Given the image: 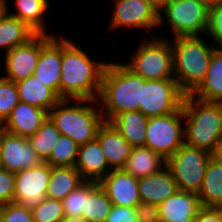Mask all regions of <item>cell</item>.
I'll return each mask as SVG.
<instances>
[{
	"instance_id": "39",
	"label": "cell",
	"mask_w": 222,
	"mask_h": 222,
	"mask_svg": "<svg viewBox=\"0 0 222 222\" xmlns=\"http://www.w3.org/2000/svg\"><path fill=\"white\" fill-rule=\"evenodd\" d=\"M105 222H138L135 207L113 205Z\"/></svg>"
},
{
	"instance_id": "46",
	"label": "cell",
	"mask_w": 222,
	"mask_h": 222,
	"mask_svg": "<svg viewBox=\"0 0 222 222\" xmlns=\"http://www.w3.org/2000/svg\"><path fill=\"white\" fill-rule=\"evenodd\" d=\"M200 1L207 4L209 7L222 4V0H200Z\"/></svg>"
},
{
	"instance_id": "18",
	"label": "cell",
	"mask_w": 222,
	"mask_h": 222,
	"mask_svg": "<svg viewBox=\"0 0 222 222\" xmlns=\"http://www.w3.org/2000/svg\"><path fill=\"white\" fill-rule=\"evenodd\" d=\"M47 117L46 110L19 102L5 120L6 132L29 138L38 131Z\"/></svg>"
},
{
	"instance_id": "13",
	"label": "cell",
	"mask_w": 222,
	"mask_h": 222,
	"mask_svg": "<svg viewBox=\"0 0 222 222\" xmlns=\"http://www.w3.org/2000/svg\"><path fill=\"white\" fill-rule=\"evenodd\" d=\"M41 52V34H35L25 44L3 54V78L18 82L33 75Z\"/></svg>"
},
{
	"instance_id": "47",
	"label": "cell",
	"mask_w": 222,
	"mask_h": 222,
	"mask_svg": "<svg viewBox=\"0 0 222 222\" xmlns=\"http://www.w3.org/2000/svg\"><path fill=\"white\" fill-rule=\"evenodd\" d=\"M6 132V128H5V120H3L2 118H0V139L3 136V134Z\"/></svg>"
},
{
	"instance_id": "6",
	"label": "cell",
	"mask_w": 222,
	"mask_h": 222,
	"mask_svg": "<svg viewBox=\"0 0 222 222\" xmlns=\"http://www.w3.org/2000/svg\"><path fill=\"white\" fill-rule=\"evenodd\" d=\"M123 64L145 80L175 79L171 39L149 34Z\"/></svg>"
},
{
	"instance_id": "20",
	"label": "cell",
	"mask_w": 222,
	"mask_h": 222,
	"mask_svg": "<svg viewBox=\"0 0 222 222\" xmlns=\"http://www.w3.org/2000/svg\"><path fill=\"white\" fill-rule=\"evenodd\" d=\"M141 202L160 205L177 190V185L170 171L163 167L156 174L138 179Z\"/></svg>"
},
{
	"instance_id": "5",
	"label": "cell",
	"mask_w": 222,
	"mask_h": 222,
	"mask_svg": "<svg viewBox=\"0 0 222 222\" xmlns=\"http://www.w3.org/2000/svg\"><path fill=\"white\" fill-rule=\"evenodd\" d=\"M206 36L171 38L174 75L180 89L191 94L207 75L215 45ZM210 42V44H208Z\"/></svg>"
},
{
	"instance_id": "17",
	"label": "cell",
	"mask_w": 222,
	"mask_h": 222,
	"mask_svg": "<svg viewBox=\"0 0 222 222\" xmlns=\"http://www.w3.org/2000/svg\"><path fill=\"white\" fill-rule=\"evenodd\" d=\"M106 161L111 169H122L133 146L121 135L110 122L104 121L96 135Z\"/></svg>"
},
{
	"instance_id": "38",
	"label": "cell",
	"mask_w": 222,
	"mask_h": 222,
	"mask_svg": "<svg viewBox=\"0 0 222 222\" xmlns=\"http://www.w3.org/2000/svg\"><path fill=\"white\" fill-rule=\"evenodd\" d=\"M15 173L0 169V205L13 202L15 193Z\"/></svg>"
},
{
	"instance_id": "42",
	"label": "cell",
	"mask_w": 222,
	"mask_h": 222,
	"mask_svg": "<svg viewBox=\"0 0 222 222\" xmlns=\"http://www.w3.org/2000/svg\"><path fill=\"white\" fill-rule=\"evenodd\" d=\"M9 0H0V22L3 21L8 15L9 11L11 10L8 6Z\"/></svg>"
},
{
	"instance_id": "32",
	"label": "cell",
	"mask_w": 222,
	"mask_h": 222,
	"mask_svg": "<svg viewBox=\"0 0 222 222\" xmlns=\"http://www.w3.org/2000/svg\"><path fill=\"white\" fill-rule=\"evenodd\" d=\"M78 149L79 144L73 139L61 135L45 162L51 167H74L77 161Z\"/></svg>"
},
{
	"instance_id": "33",
	"label": "cell",
	"mask_w": 222,
	"mask_h": 222,
	"mask_svg": "<svg viewBox=\"0 0 222 222\" xmlns=\"http://www.w3.org/2000/svg\"><path fill=\"white\" fill-rule=\"evenodd\" d=\"M96 181L82 182L75 190L68 194L63 200L64 215L66 217H81L86 205V191Z\"/></svg>"
},
{
	"instance_id": "16",
	"label": "cell",
	"mask_w": 222,
	"mask_h": 222,
	"mask_svg": "<svg viewBox=\"0 0 222 222\" xmlns=\"http://www.w3.org/2000/svg\"><path fill=\"white\" fill-rule=\"evenodd\" d=\"M98 184L113 205L136 207L141 202L138 178L123 169H112Z\"/></svg>"
},
{
	"instance_id": "30",
	"label": "cell",
	"mask_w": 222,
	"mask_h": 222,
	"mask_svg": "<svg viewBox=\"0 0 222 222\" xmlns=\"http://www.w3.org/2000/svg\"><path fill=\"white\" fill-rule=\"evenodd\" d=\"M112 202L98 182L86 191V205L82 217L88 222H105L112 209Z\"/></svg>"
},
{
	"instance_id": "23",
	"label": "cell",
	"mask_w": 222,
	"mask_h": 222,
	"mask_svg": "<svg viewBox=\"0 0 222 222\" xmlns=\"http://www.w3.org/2000/svg\"><path fill=\"white\" fill-rule=\"evenodd\" d=\"M15 83L20 102L39 107L47 112L61 100L51 88L45 86L35 75Z\"/></svg>"
},
{
	"instance_id": "7",
	"label": "cell",
	"mask_w": 222,
	"mask_h": 222,
	"mask_svg": "<svg viewBox=\"0 0 222 222\" xmlns=\"http://www.w3.org/2000/svg\"><path fill=\"white\" fill-rule=\"evenodd\" d=\"M208 10L200 0H173L159 10L158 29L170 26V38L206 36Z\"/></svg>"
},
{
	"instance_id": "12",
	"label": "cell",
	"mask_w": 222,
	"mask_h": 222,
	"mask_svg": "<svg viewBox=\"0 0 222 222\" xmlns=\"http://www.w3.org/2000/svg\"><path fill=\"white\" fill-rule=\"evenodd\" d=\"M51 177V166L46 162L15 173L13 202L27 209H34L46 197Z\"/></svg>"
},
{
	"instance_id": "35",
	"label": "cell",
	"mask_w": 222,
	"mask_h": 222,
	"mask_svg": "<svg viewBox=\"0 0 222 222\" xmlns=\"http://www.w3.org/2000/svg\"><path fill=\"white\" fill-rule=\"evenodd\" d=\"M19 102L16 83L0 75V118L6 120Z\"/></svg>"
},
{
	"instance_id": "28",
	"label": "cell",
	"mask_w": 222,
	"mask_h": 222,
	"mask_svg": "<svg viewBox=\"0 0 222 222\" xmlns=\"http://www.w3.org/2000/svg\"><path fill=\"white\" fill-rule=\"evenodd\" d=\"M84 181L75 167H51L47 197L63 200Z\"/></svg>"
},
{
	"instance_id": "4",
	"label": "cell",
	"mask_w": 222,
	"mask_h": 222,
	"mask_svg": "<svg viewBox=\"0 0 222 222\" xmlns=\"http://www.w3.org/2000/svg\"><path fill=\"white\" fill-rule=\"evenodd\" d=\"M48 117L63 136L82 145L96 139L104 122L98 100L61 99L48 112Z\"/></svg>"
},
{
	"instance_id": "41",
	"label": "cell",
	"mask_w": 222,
	"mask_h": 222,
	"mask_svg": "<svg viewBox=\"0 0 222 222\" xmlns=\"http://www.w3.org/2000/svg\"><path fill=\"white\" fill-rule=\"evenodd\" d=\"M194 222H221V207H201Z\"/></svg>"
},
{
	"instance_id": "22",
	"label": "cell",
	"mask_w": 222,
	"mask_h": 222,
	"mask_svg": "<svg viewBox=\"0 0 222 222\" xmlns=\"http://www.w3.org/2000/svg\"><path fill=\"white\" fill-rule=\"evenodd\" d=\"M160 222L196 217L202 207L196 193L177 190L159 206Z\"/></svg>"
},
{
	"instance_id": "36",
	"label": "cell",
	"mask_w": 222,
	"mask_h": 222,
	"mask_svg": "<svg viewBox=\"0 0 222 222\" xmlns=\"http://www.w3.org/2000/svg\"><path fill=\"white\" fill-rule=\"evenodd\" d=\"M206 35L216 48H222V4L209 7Z\"/></svg>"
},
{
	"instance_id": "21",
	"label": "cell",
	"mask_w": 222,
	"mask_h": 222,
	"mask_svg": "<svg viewBox=\"0 0 222 222\" xmlns=\"http://www.w3.org/2000/svg\"><path fill=\"white\" fill-rule=\"evenodd\" d=\"M14 9L9 11L11 16L25 23L36 34L56 35L50 30L45 22V16L50 13L49 0H13ZM15 10V11H14ZM45 20V21H44ZM51 32V33H50Z\"/></svg>"
},
{
	"instance_id": "45",
	"label": "cell",
	"mask_w": 222,
	"mask_h": 222,
	"mask_svg": "<svg viewBox=\"0 0 222 222\" xmlns=\"http://www.w3.org/2000/svg\"><path fill=\"white\" fill-rule=\"evenodd\" d=\"M213 156L216 157L219 161H222V137L219 141V144H218Z\"/></svg>"
},
{
	"instance_id": "3",
	"label": "cell",
	"mask_w": 222,
	"mask_h": 222,
	"mask_svg": "<svg viewBox=\"0 0 222 222\" xmlns=\"http://www.w3.org/2000/svg\"><path fill=\"white\" fill-rule=\"evenodd\" d=\"M182 108L185 144L213 155L222 137V102L202 101L187 94Z\"/></svg>"
},
{
	"instance_id": "48",
	"label": "cell",
	"mask_w": 222,
	"mask_h": 222,
	"mask_svg": "<svg viewBox=\"0 0 222 222\" xmlns=\"http://www.w3.org/2000/svg\"><path fill=\"white\" fill-rule=\"evenodd\" d=\"M195 217H186V220H173L170 222H194Z\"/></svg>"
},
{
	"instance_id": "15",
	"label": "cell",
	"mask_w": 222,
	"mask_h": 222,
	"mask_svg": "<svg viewBox=\"0 0 222 222\" xmlns=\"http://www.w3.org/2000/svg\"><path fill=\"white\" fill-rule=\"evenodd\" d=\"M33 75L60 97L61 34H41V52Z\"/></svg>"
},
{
	"instance_id": "34",
	"label": "cell",
	"mask_w": 222,
	"mask_h": 222,
	"mask_svg": "<svg viewBox=\"0 0 222 222\" xmlns=\"http://www.w3.org/2000/svg\"><path fill=\"white\" fill-rule=\"evenodd\" d=\"M31 211L34 222H60L65 217L62 200L49 197Z\"/></svg>"
},
{
	"instance_id": "10",
	"label": "cell",
	"mask_w": 222,
	"mask_h": 222,
	"mask_svg": "<svg viewBox=\"0 0 222 222\" xmlns=\"http://www.w3.org/2000/svg\"><path fill=\"white\" fill-rule=\"evenodd\" d=\"M185 95L175 79L146 80L139 111L148 118L176 112L182 107Z\"/></svg>"
},
{
	"instance_id": "11",
	"label": "cell",
	"mask_w": 222,
	"mask_h": 222,
	"mask_svg": "<svg viewBox=\"0 0 222 222\" xmlns=\"http://www.w3.org/2000/svg\"><path fill=\"white\" fill-rule=\"evenodd\" d=\"M111 20L108 30L119 31L125 28L138 31L158 29V10L153 6L151 0H114L112 2Z\"/></svg>"
},
{
	"instance_id": "31",
	"label": "cell",
	"mask_w": 222,
	"mask_h": 222,
	"mask_svg": "<svg viewBox=\"0 0 222 222\" xmlns=\"http://www.w3.org/2000/svg\"><path fill=\"white\" fill-rule=\"evenodd\" d=\"M62 134L52 120L47 117L38 131L28 138L29 143L35 149L39 157L45 162Z\"/></svg>"
},
{
	"instance_id": "37",
	"label": "cell",
	"mask_w": 222,
	"mask_h": 222,
	"mask_svg": "<svg viewBox=\"0 0 222 222\" xmlns=\"http://www.w3.org/2000/svg\"><path fill=\"white\" fill-rule=\"evenodd\" d=\"M0 222H34V220L30 209L16 202H10L0 205Z\"/></svg>"
},
{
	"instance_id": "9",
	"label": "cell",
	"mask_w": 222,
	"mask_h": 222,
	"mask_svg": "<svg viewBox=\"0 0 222 222\" xmlns=\"http://www.w3.org/2000/svg\"><path fill=\"white\" fill-rule=\"evenodd\" d=\"M184 143L182 107L167 115L148 118L145 146L158 153L163 159L166 160L172 156Z\"/></svg>"
},
{
	"instance_id": "1",
	"label": "cell",
	"mask_w": 222,
	"mask_h": 222,
	"mask_svg": "<svg viewBox=\"0 0 222 222\" xmlns=\"http://www.w3.org/2000/svg\"><path fill=\"white\" fill-rule=\"evenodd\" d=\"M75 43L61 35L60 98L97 100L108 61L91 58Z\"/></svg>"
},
{
	"instance_id": "44",
	"label": "cell",
	"mask_w": 222,
	"mask_h": 222,
	"mask_svg": "<svg viewBox=\"0 0 222 222\" xmlns=\"http://www.w3.org/2000/svg\"><path fill=\"white\" fill-rule=\"evenodd\" d=\"M60 222H88L86 219L81 217H64Z\"/></svg>"
},
{
	"instance_id": "40",
	"label": "cell",
	"mask_w": 222,
	"mask_h": 222,
	"mask_svg": "<svg viewBox=\"0 0 222 222\" xmlns=\"http://www.w3.org/2000/svg\"><path fill=\"white\" fill-rule=\"evenodd\" d=\"M135 210L138 222H160L158 205L140 202Z\"/></svg>"
},
{
	"instance_id": "26",
	"label": "cell",
	"mask_w": 222,
	"mask_h": 222,
	"mask_svg": "<svg viewBox=\"0 0 222 222\" xmlns=\"http://www.w3.org/2000/svg\"><path fill=\"white\" fill-rule=\"evenodd\" d=\"M165 167V159L146 146L133 147L125 166L122 168L135 178L156 174Z\"/></svg>"
},
{
	"instance_id": "24",
	"label": "cell",
	"mask_w": 222,
	"mask_h": 222,
	"mask_svg": "<svg viewBox=\"0 0 222 222\" xmlns=\"http://www.w3.org/2000/svg\"><path fill=\"white\" fill-rule=\"evenodd\" d=\"M190 95L202 101L222 102V48L213 52L207 75Z\"/></svg>"
},
{
	"instance_id": "19",
	"label": "cell",
	"mask_w": 222,
	"mask_h": 222,
	"mask_svg": "<svg viewBox=\"0 0 222 222\" xmlns=\"http://www.w3.org/2000/svg\"><path fill=\"white\" fill-rule=\"evenodd\" d=\"M74 167L84 180L96 182H99L112 170L96 139L79 145L77 161Z\"/></svg>"
},
{
	"instance_id": "8",
	"label": "cell",
	"mask_w": 222,
	"mask_h": 222,
	"mask_svg": "<svg viewBox=\"0 0 222 222\" xmlns=\"http://www.w3.org/2000/svg\"><path fill=\"white\" fill-rule=\"evenodd\" d=\"M211 156L208 151L184 143L165 160V167L170 171L178 190L199 192Z\"/></svg>"
},
{
	"instance_id": "14",
	"label": "cell",
	"mask_w": 222,
	"mask_h": 222,
	"mask_svg": "<svg viewBox=\"0 0 222 222\" xmlns=\"http://www.w3.org/2000/svg\"><path fill=\"white\" fill-rule=\"evenodd\" d=\"M2 169L18 173L38 166L43 161L29 143L28 138L5 132L0 139Z\"/></svg>"
},
{
	"instance_id": "27",
	"label": "cell",
	"mask_w": 222,
	"mask_h": 222,
	"mask_svg": "<svg viewBox=\"0 0 222 222\" xmlns=\"http://www.w3.org/2000/svg\"><path fill=\"white\" fill-rule=\"evenodd\" d=\"M110 123L133 147L145 146L148 117L140 111L119 114Z\"/></svg>"
},
{
	"instance_id": "29",
	"label": "cell",
	"mask_w": 222,
	"mask_h": 222,
	"mask_svg": "<svg viewBox=\"0 0 222 222\" xmlns=\"http://www.w3.org/2000/svg\"><path fill=\"white\" fill-rule=\"evenodd\" d=\"M36 33L25 23L10 14L0 22V50L4 54L16 46L25 44Z\"/></svg>"
},
{
	"instance_id": "25",
	"label": "cell",
	"mask_w": 222,
	"mask_h": 222,
	"mask_svg": "<svg viewBox=\"0 0 222 222\" xmlns=\"http://www.w3.org/2000/svg\"><path fill=\"white\" fill-rule=\"evenodd\" d=\"M197 196L203 207H222V161L213 155L207 163Z\"/></svg>"
},
{
	"instance_id": "2",
	"label": "cell",
	"mask_w": 222,
	"mask_h": 222,
	"mask_svg": "<svg viewBox=\"0 0 222 222\" xmlns=\"http://www.w3.org/2000/svg\"><path fill=\"white\" fill-rule=\"evenodd\" d=\"M146 80L129 70L123 62H108L103 76L98 103L104 121L110 122L115 116L139 111L142 104V85Z\"/></svg>"
},
{
	"instance_id": "43",
	"label": "cell",
	"mask_w": 222,
	"mask_h": 222,
	"mask_svg": "<svg viewBox=\"0 0 222 222\" xmlns=\"http://www.w3.org/2000/svg\"><path fill=\"white\" fill-rule=\"evenodd\" d=\"M173 0H151L153 6L159 11L161 10L165 5L169 4Z\"/></svg>"
}]
</instances>
